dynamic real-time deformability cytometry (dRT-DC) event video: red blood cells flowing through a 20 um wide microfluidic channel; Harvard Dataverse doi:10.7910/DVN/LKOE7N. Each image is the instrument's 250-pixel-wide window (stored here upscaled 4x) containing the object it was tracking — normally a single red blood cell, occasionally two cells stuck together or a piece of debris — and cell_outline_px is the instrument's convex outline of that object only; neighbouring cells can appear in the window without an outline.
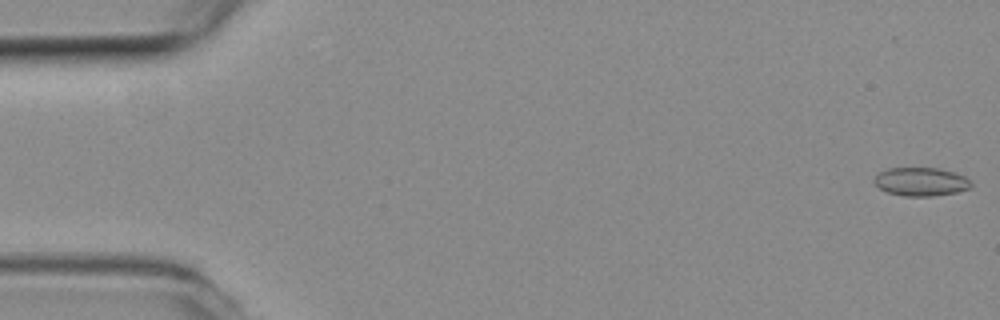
{"species": "common noctule bat (a hibernating species)", "species_latin": "Nyctalus noctula", "temperature_condition": "room temperature", "stored_images_in_passage": 54, "camera_frame_rate_fps": 3000, "um_per_image_px": 0.085, "animal": {"sex": "female", "body_mass_g": 19.3, "forearm_length_mm": 54.1}, "frame": {"image": 1, "passage_image": 1, "time_ms": 0.0, "image_size_px": [1000, 320], "cell_outline_px": [[972, 184], [968, 188], [956, 192], [932, 196], [904, 196], [888, 192], [880, 188], [872, 180], [880, 172], [888, 168], [936, 168], [952, 172], [964, 176], [972, 180]], "centroid_in_image_um": [78.28, 15.44], "position_along_channel_um": 6.7, "area_um2": 15.9}}
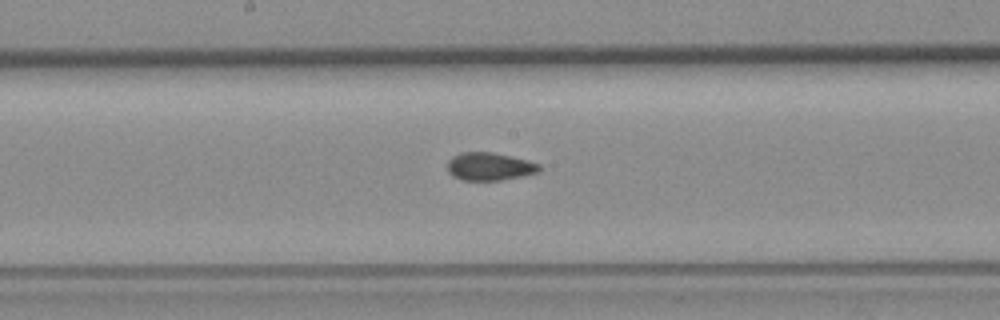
{"frame": {"image": 2, "passage_image": 28, "time_ms": 9.0, "image_size_px": [1000, 320], "cell_outline_px": [[540, 172], [524, 176], [500, 180], [460, 180], [452, 176], [448, 172], [448, 160], [452, 156], [460, 152], [492, 152], [528, 160], [540, 164]], "centroid_in_image_um": [41.61, 14.15], "position_along_channel_um": 206.6, "area_um2": 15.09}}
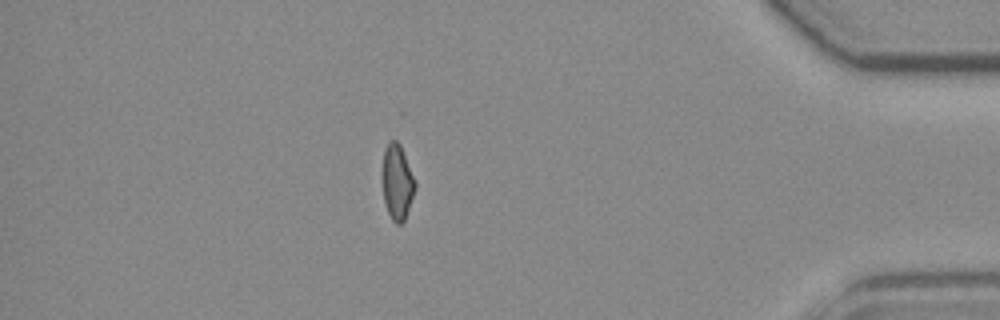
{"frame": {"image": 3, "passage_image": 47, "time_ms": 15.333, "image_size_px": [1000, 320], "cell_outline_px": [[416, 188], [404, 220], [400, 224], [396, 224], [392, 220], [388, 212], [384, 200], [384, 148], [388, 140], [396, 140], [400, 144], [416, 184]], "centroid_in_image_um": [33.78, 15.47], "position_along_channel_um": 401.4, "area_um2": 13.87}, "authors_computed_cell_mechanics": {"area_um2": 15.1436, "velocity_mm_per_s": 3.8013, "shape_relaxation_time_tau1_ms": null, "shape_relaxation_time_tau2_ms": 2.2932, "deformation_change_tau1": null, "deformation_change_tau2": 0.072}}